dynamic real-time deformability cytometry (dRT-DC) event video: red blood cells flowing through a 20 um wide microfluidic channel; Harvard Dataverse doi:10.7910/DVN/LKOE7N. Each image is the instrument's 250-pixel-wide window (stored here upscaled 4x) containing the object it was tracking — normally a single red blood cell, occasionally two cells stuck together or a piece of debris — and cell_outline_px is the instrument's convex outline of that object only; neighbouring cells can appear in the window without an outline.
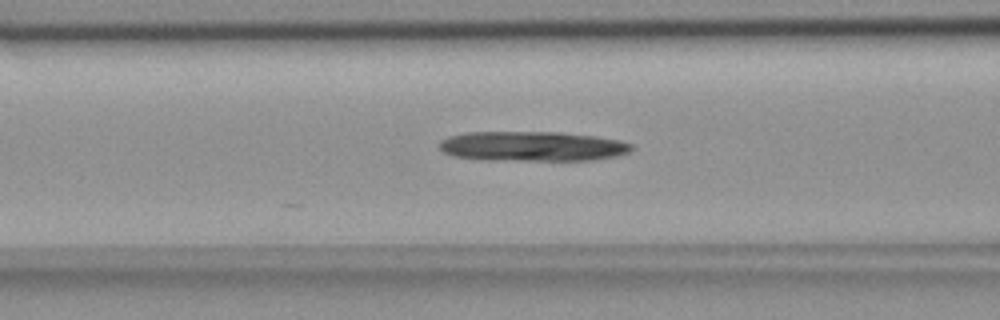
{"species": "common noctule bat (a hibernating species)", "species_latin": "Nyctalus noctula", "temperature_condition": "room temperature", "stored_images_in_passage": 42, "camera_frame_rate_fps": 3000, "um_per_image_px": 0.085, "animal": {"sex": "female", "body_mass_g": 18.4}, "frame": {"image": 1, "passage_image": 9, "time_ms": 2.667, "image_size_px": [1000, 320], "cell_outline_px": [[632, 148], [628, 152], [616, 156], [592, 160], [484, 160], [452, 156], [444, 152], [440, 148], [440, 140], [448, 136], [464, 132], [560, 132], [596, 136], [620, 140], [632, 144]], "centroid_in_image_um": [45.22, 12.43], "position_along_channel_um": 121.4, "area_um2": 33.58}}
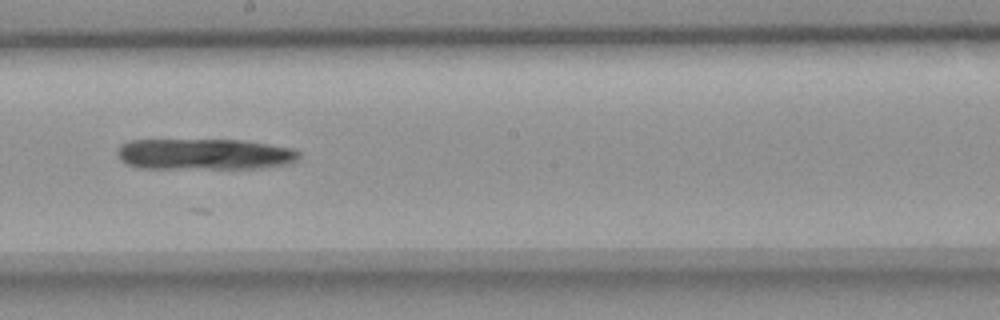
{"frame": {"image": 2, "passage_image": 18, "time_ms": 5.667, "image_size_px": [1000, 320], "cell_outline_px": [[300, 156], [296, 160], [288, 164], [260, 168], [140, 168], [124, 164], [120, 160], [116, 152], [120, 144], [128, 140], [240, 140], [268, 144], [292, 148], [300, 152]], "centroid_in_image_um": [17.33, 13.11], "position_along_channel_um": 230.9, "area_um2": 33.06}}
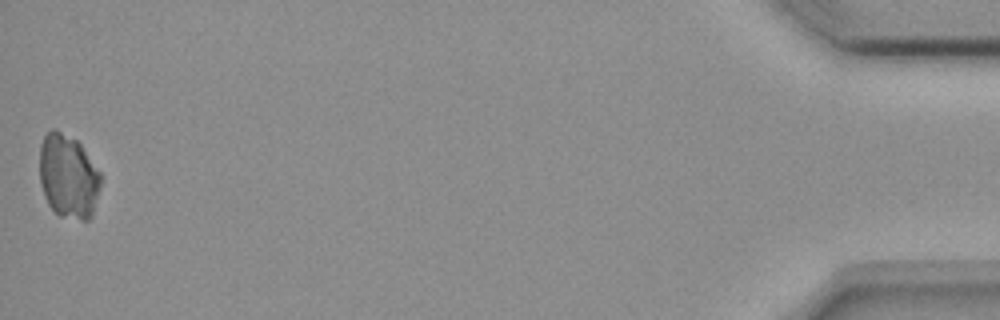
{"frame": {"image": 3, "passage_image": 42, "time_ms": 13.667, "image_size_px": [1000, 320], "cell_outline_px": [[100, 188], [92, 216], [88, 220], [80, 220], [60, 216], [48, 204], [44, 196], [40, 184], [40, 144], [44, 136], [52, 128], [56, 128], [76, 140], [80, 144], [100, 172]], "centroid_in_image_um": [5.79, 14.99], "position_along_channel_um": 429.4, "area_um2": 30.0}}